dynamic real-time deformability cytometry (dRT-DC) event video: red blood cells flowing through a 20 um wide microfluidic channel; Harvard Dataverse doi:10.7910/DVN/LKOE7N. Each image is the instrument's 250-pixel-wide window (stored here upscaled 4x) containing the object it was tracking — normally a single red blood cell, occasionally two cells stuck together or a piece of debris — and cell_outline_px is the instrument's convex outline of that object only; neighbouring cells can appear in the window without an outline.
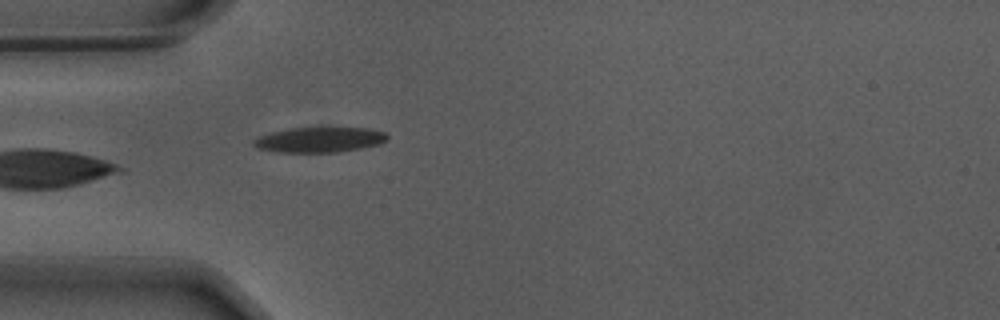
{"species": "Egyptian fruit bat (a non-hibernating species)", "species_latin": "Rousettus aegyptiacus", "temperature_condition": "warm", "stored_images_in_passage": 8, "camera_frame_rate_fps": 3000, "um_per_image_px": 0.085, "animal": {"sex": "male"}, "frame": {"image": 1, "passage_image": 1, "time_ms": 0.0, "image_size_px": [1000, 320], "cell_outline_px": [[388, 140], [380, 144], [340, 152], [280, 152], [260, 148], [252, 144], [252, 140], [260, 136], [272, 132], [288, 128], [368, 128], [384, 132], [388, 136]], "centroid_in_image_um": [27.19, 11.87], "position_along_channel_um": 57.8, "area_um2": 19.48}}